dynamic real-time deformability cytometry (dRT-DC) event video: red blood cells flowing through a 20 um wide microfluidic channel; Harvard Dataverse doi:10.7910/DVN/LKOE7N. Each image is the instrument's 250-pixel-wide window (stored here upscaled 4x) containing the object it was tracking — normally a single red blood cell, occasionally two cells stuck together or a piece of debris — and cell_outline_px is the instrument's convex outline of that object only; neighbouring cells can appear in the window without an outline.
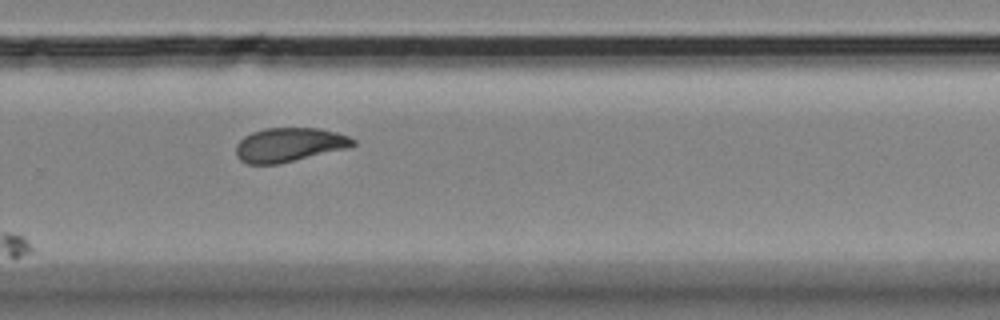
{"species": "Egyptian fruit bat (a non-hibernating species)", "species_latin": "Rousettus aegyptiacus", "temperature_condition": "room temperature", "stored_images_in_passage": 15, "camera_frame_rate_fps": 3000, "um_per_image_px": 0.085, "animal": {"sex": "female"}, "frame": {"image": 1, "passage_image": 11, "time_ms": 13.333, "image_size_px": [1000, 320], "cell_outline_px": [[356, 144], [348, 148], [280, 164], [248, 164], [240, 160], [236, 156], [236, 144], [244, 136], [252, 132], [264, 128], [320, 128], [336, 132], [348, 136], [356, 140]], "centroid_in_image_um": [24.58, 12.31], "position_along_channel_um": 305.2, "area_um2": 23.41}}
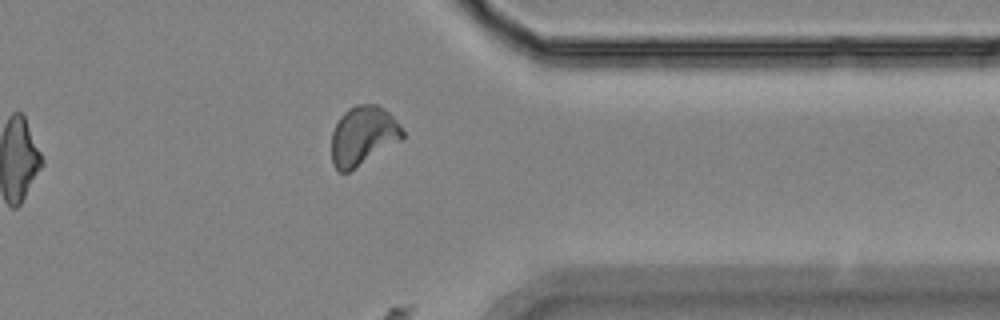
{"frame": {"image": 2, "passage_image": 13, "time_ms": 15.667, "image_size_px": [1000, 320], "cell_outline_px": [[404, 136], [400, 140], [348, 172], [340, 172], [332, 164], [332, 132], [340, 116], [348, 108], [356, 104], [376, 104], [384, 108], [400, 124], [404, 132]], "centroid_in_image_um": [30.85, 11.51], "position_along_channel_um": 380.6, "area_um2": 24.22}}